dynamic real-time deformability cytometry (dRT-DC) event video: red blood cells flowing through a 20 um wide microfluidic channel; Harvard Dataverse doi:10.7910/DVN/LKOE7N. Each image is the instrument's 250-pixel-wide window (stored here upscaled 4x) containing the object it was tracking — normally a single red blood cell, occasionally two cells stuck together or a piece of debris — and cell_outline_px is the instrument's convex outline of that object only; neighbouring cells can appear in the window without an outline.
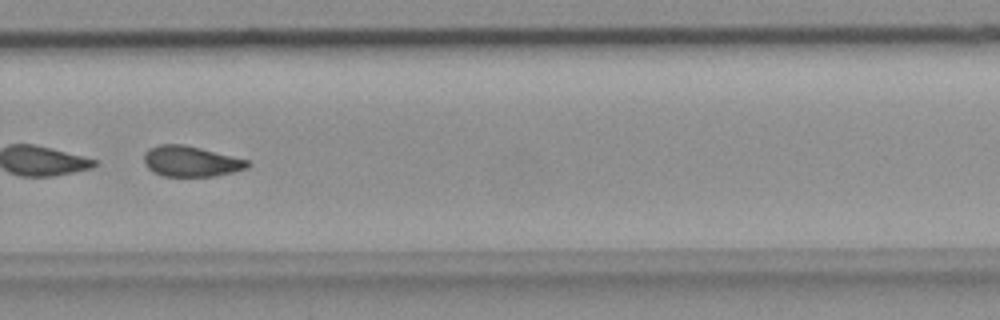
{"species": "common noctule bat (a hibernating species)", "species_latin": "Nyctalus noctula", "temperature_condition": "room temperature", "stored_images_in_passage": 41, "camera_frame_rate_fps": 3000, "um_per_image_px": 0.085, "animal": {"sex": "female", "body_mass_g": 18.4}, "frame": {"image": 1, "passage_image": 24, "time_ms": 7.667, "image_size_px": [1000, 320], "cell_outline_px": [[252, 164], [248, 168], [232, 172], [212, 176], [164, 176], [152, 172], [144, 164], [144, 152], [148, 148], [160, 144], [184, 144], [248, 160]], "centroid_in_image_um": [16.2, 13.71], "position_along_channel_um": 313.6, "area_um2": 18.5}, "authors_computed_cell_mechanics": {"area_um2": 19.4786, "velocity_mm_per_s": 3.6579, "shape_relaxation_time_tau1_ms": null, "shape_relaxation_time_tau2_ms": 2.6128, "deformation_change_tau1": null, "deformation_change_tau2": 0.0769}}